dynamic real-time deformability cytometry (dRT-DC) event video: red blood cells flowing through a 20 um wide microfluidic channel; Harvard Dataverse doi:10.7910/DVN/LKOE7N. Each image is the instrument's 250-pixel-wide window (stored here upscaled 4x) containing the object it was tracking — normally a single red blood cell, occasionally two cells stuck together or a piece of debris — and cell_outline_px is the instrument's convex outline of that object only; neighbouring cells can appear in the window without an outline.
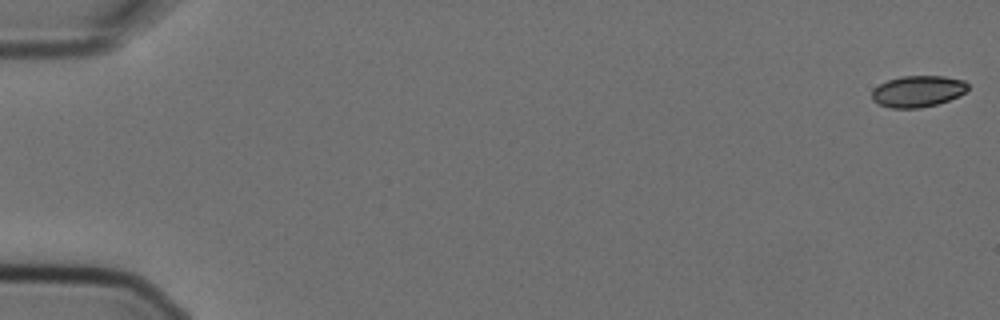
{"species": "Egyptian fruit bat (a non-hibernating species)", "species_latin": "Rousettus aegyptiacus", "temperature_condition": "cold", "stored_images_in_passage": 5, "camera_frame_rate_fps": 3000, "um_per_image_px": 0.085, "animal": {"sex": "female"}, "frame": {"image": 1, "passage_image": 1, "time_ms": 0.0, "image_size_px": [1000, 320], "cell_outline_px": [[968, 88], [960, 96], [936, 104], [920, 108], [892, 108], [880, 104], [872, 100], [872, 88], [888, 80], [900, 76], [944, 76], [964, 80], [968, 84]], "centroid_in_image_um": [78.01, 7.75], "position_along_channel_um": 7.0, "area_um2": 17.57}}
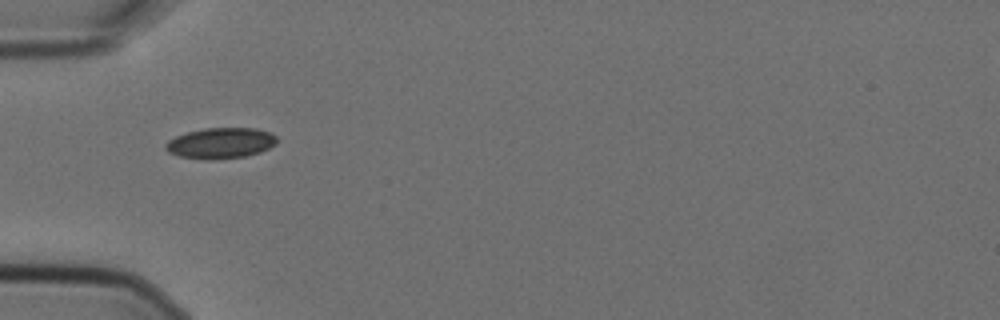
{"frame": {"image": 2, "passage_image": 5, "time_ms": 1.333, "image_size_px": [1000, 320], "cell_outline_px": [[276, 144], [260, 152], [244, 156], [212, 160], [208, 160], [180, 156], [168, 152], [164, 148], [164, 144], [168, 140], [176, 136], [188, 132], [204, 128], [256, 128], [268, 132], [276, 136]], "centroid_in_image_um": [18.72, 12.16], "position_along_channel_um": 66.3, "area_um2": 19.88}}